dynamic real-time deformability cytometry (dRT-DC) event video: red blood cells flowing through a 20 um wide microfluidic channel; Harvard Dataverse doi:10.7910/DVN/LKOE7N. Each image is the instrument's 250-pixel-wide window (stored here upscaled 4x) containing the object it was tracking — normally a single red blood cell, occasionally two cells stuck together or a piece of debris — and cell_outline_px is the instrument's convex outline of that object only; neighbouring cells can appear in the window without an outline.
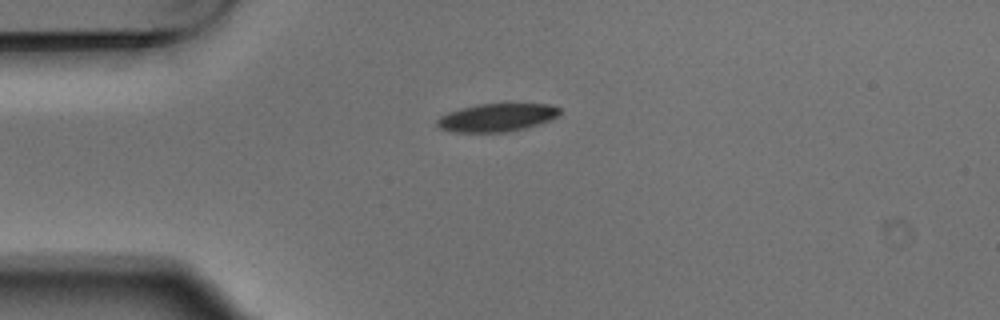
{"species": "Egyptian fruit bat (a non-hibernating species)", "species_latin": "Rousettus aegyptiacus", "temperature_condition": "warm", "stored_images_in_passage": 5, "camera_frame_rate_fps": 3000, "um_per_image_px": 0.085, "animal": {"sex": "male"}, "frame": {"image": 1, "passage_image": 1, "time_ms": 0.0, "image_size_px": [1000, 320], "cell_outline_px": [[560, 112], [552, 120], [524, 128], [508, 132], [452, 132], [440, 128], [436, 124], [436, 120], [440, 116], [448, 112], [460, 108], [476, 104], [548, 104], [560, 108]], "centroid_in_image_um": [42.2, 9.99], "position_along_channel_um": 42.8, "area_um2": 20.06}}
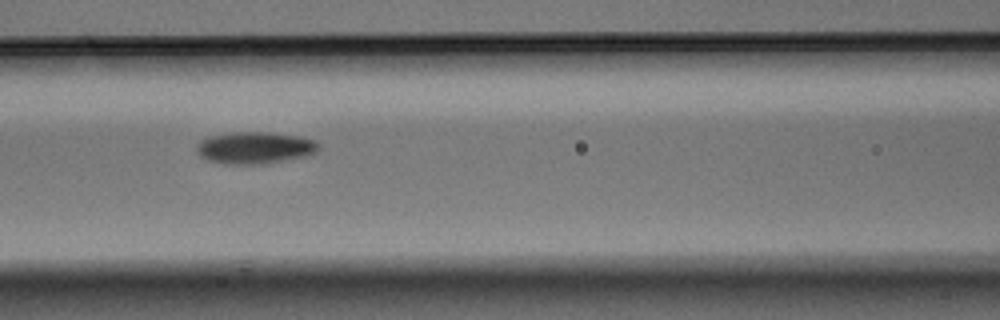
{"frame": {"image": 2, "passage_image": 4, "time_ms": 1.0, "image_size_px": [1000, 320], "cell_outline_px": [[320, 148], [316, 152], [304, 156], [264, 164], [224, 164], [208, 160], [200, 156], [196, 152], [196, 144], [200, 140], [208, 136], [232, 132], [268, 132], [300, 136], [316, 140], [320, 144]], "centroid_in_image_um": [21.64, 12.55], "position_along_channel_um": 145.0, "area_um2": 22.95}}
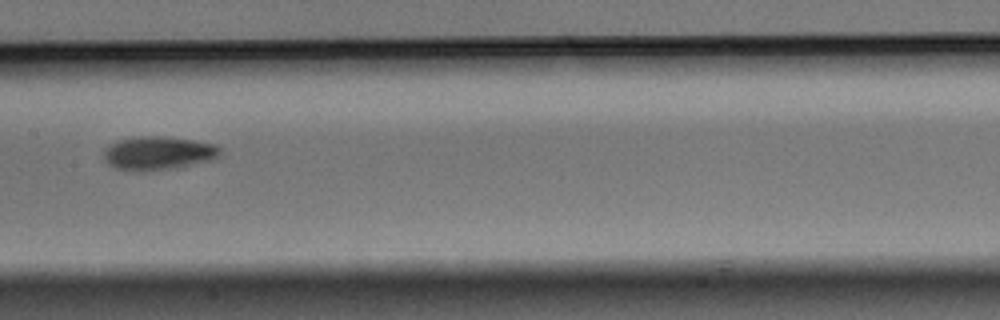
{"frame": {"image": 3, "passage_image": 5, "time_ms": 1.333, "image_size_px": [1000, 320], "cell_outline_px": [[220, 152], [212, 160], [176, 168], [136, 172], [116, 168], [108, 164], [104, 160], [104, 152], [116, 140], [140, 136], [168, 136], [216, 144], [220, 148]], "centroid_in_image_um": [13.44, 13.02], "position_along_channel_um": 194.0, "area_um2": 22.77}}